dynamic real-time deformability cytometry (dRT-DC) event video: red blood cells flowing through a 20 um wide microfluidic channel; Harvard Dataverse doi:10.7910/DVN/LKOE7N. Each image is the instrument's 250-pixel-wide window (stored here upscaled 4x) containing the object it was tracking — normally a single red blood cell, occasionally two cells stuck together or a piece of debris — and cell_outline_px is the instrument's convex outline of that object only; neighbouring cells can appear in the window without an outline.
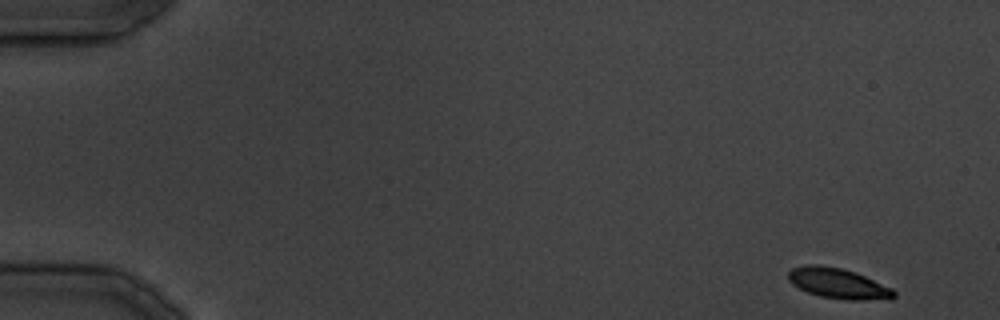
{"species": "common noctule bat (a hibernating species)", "species_latin": "Nyctalus noctula", "temperature_condition": "cold", "stored_images_in_passage": 19, "camera_frame_rate_fps": 3000, "um_per_image_px": 0.085, "animal": {"sex": "male", "body_mass_g": 19.5, "forearm_length_mm": 54.6}, "frame": {"image": 1, "passage_image": 1, "time_ms": 0.0, "image_size_px": [1000, 320], "cell_outline_px": [[896, 296], [892, 300], [848, 300], [820, 296], [808, 292], [792, 284], [788, 280], [788, 272], [792, 268], [804, 264], [820, 264], [840, 268], [856, 272], [892, 288], [896, 292]], "centroid_in_image_um": [71.27, 24.09], "position_along_channel_um": 13.7, "area_um2": 18.96}}
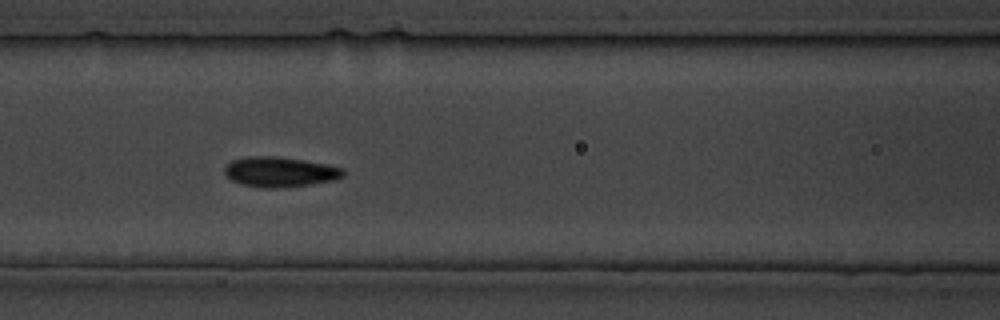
{"frame": {"image": 2, "passage_image": 15, "time_ms": 17.0, "image_size_px": [1000, 320], "cell_outline_px": [[344, 176], [332, 180], [308, 184], [276, 188], [264, 188], [240, 184], [232, 180], [224, 172], [224, 168], [232, 160], [244, 156], [276, 156], [304, 160], [344, 168]], "centroid_in_image_um": [23.75, 14.6], "position_along_channel_um": 142.8, "area_um2": 20.63}}
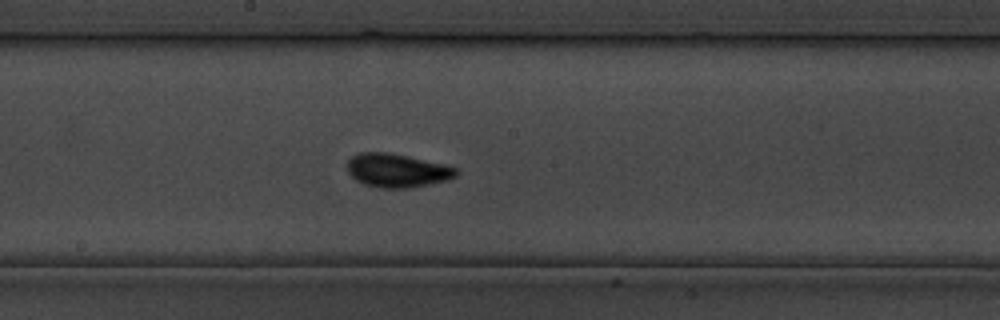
{"frame": {"image": 3, "passage_image": 19, "time_ms": 21.667, "image_size_px": [1000, 320], "cell_outline_px": [[460, 172], [456, 176], [448, 180], [408, 188], [380, 188], [364, 184], [356, 180], [348, 172], [348, 160], [352, 156], [360, 152], [388, 152], [408, 156], [444, 164], [456, 168]], "centroid_in_image_um": [33.76, 14.49], "position_along_channel_um": 214.4, "area_um2": 21.33}}